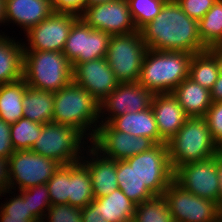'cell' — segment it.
Returning a JSON list of instances; mask_svg holds the SVG:
<instances>
[{
	"mask_svg": "<svg viewBox=\"0 0 222 222\" xmlns=\"http://www.w3.org/2000/svg\"><path fill=\"white\" fill-rule=\"evenodd\" d=\"M150 50L197 54L208 48L199 37L198 21L190 18L176 0H167L160 13L140 29Z\"/></svg>",
	"mask_w": 222,
	"mask_h": 222,
	"instance_id": "1",
	"label": "cell"
},
{
	"mask_svg": "<svg viewBox=\"0 0 222 222\" xmlns=\"http://www.w3.org/2000/svg\"><path fill=\"white\" fill-rule=\"evenodd\" d=\"M192 55L184 51L147 49L138 83L153 94L171 93L184 79L189 77Z\"/></svg>",
	"mask_w": 222,
	"mask_h": 222,
	"instance_id": "2",
	"label": "cell"
},
{
	"mask_svg": "<svg viewBox=\"0 0 222 222\" xmlns=\"http://www.w3.org/2000/svg\"><path fill=\"white\" fill-rule=\"evenodd\" d=\"M167 147L173 171L181 165L209 159L220 151L204 117H189Z\"/></svg>",
	"mask_w": 222,
	"mask_h": 222,
	"instance_id": "3",
	"label": "cell"
},
{
	"mask_svg": "<svg viewBox=\"0 0 222 222\" xmlns=\"http://www.w3.org/2000/svg\"><path fill=\"white\" fill-rule=\"evenodd\" d=\"M23 80L30 88L57 92L73 81V67L55 51H24Z\"/></svg>",
	"mask_w": 222,
	"mask_h": 222,
	"instance_id": "4",
	"label": "cell"
},
{
	"mask_svg": "<svg viewBox=\"0 0 222 222\" xmlns=\"http://www.w3.org/2000/svg\"><path fill=\"white\" fill-rule=\"evenodd\" d=\"M100 114V103L74 81L54 92L52 122L71 126L84 136L91 124L97 125Z\"/></svg>",
	"mask_w": 222,
	"mask_h": 222,
	"instance_id": "5",
	"label": "cell"
},
{
	"mask_svg": "<svg viewBox=\"0 0 222 222\" xmlns=\"http://www.w3.org/2000/svg\"><path fill=\"white\" fill-rule=\"evenodd\" d=\"M146 51L140 30L110 36L105 59L119 83L138 82Z\"/></svg>",
	"mask_w": 222,
	"mask_h": 222,
	"instance_id": "6",
	"label": "cell"
},
{
	"mask_svg": "<svg viewBox=\"0 0 222 222\" xmlns=\"http://www.w3.org/2000/svg\"><path fill=\"white\" fill-rule=\"evenodd\" d=\"M84 136L75 128L50 122L43 124L41 134L31 150L61 165L83 161L78 155ZM79 156V157H78Z\"/></svg>",
	"mask_w": 222,
	"mask_h": 222,
	"instance_id": "7",
	"label": "cell"
},
{
	"mask_svg": "<svg viewBox=\"0 0 222 222\" xmlns=\"http://www.w3.org/2000/svg\"><path fill=\"white\" fill-rule=\"evenodd\" d=\"M126 161L134 168L142 183L154 196L163 195L174 180L167 143L156 144L151 149L132 156Z\"/></svg>",
	"mask_w": 222,
	"mask_h": 222,
	"instance_id": "8",
	"label": "cell"
},
{
	"mask_svg": "<svg viewBox=\"0 0 222 222\" xmlns=\"http://www.w3.org/2000/svg\"><path fill=\"white\" fill-rule=\"evenodd\" d=\"M163 197L174 222H217L222 217L215 202L186 191L174 180Z\"/></svg>",
	"mask_w": 222,
	"mask_h": 222,
	"instance_id": "9",
	"label": "cell"
},
{
	"mask_svg": "<svg viewBox=\"0 0 222 222\" xmlns=\"http://www.w3.org/2000/svg\"><path fill=\"white\" fill-rule=\"evenodd\" d=\"M10 187L18 184L19 191L46 184L60 167L57 161L32 150H16L8 158ZM14 181V182H13Z\"/></svg>",
	"mask_w": 222,
	"mask_h": 222,
	"instance_id": "10",
	"label": "cell"
},
{
	"mask_svg": "<svg viewBox=\"0 0 222 222\" xmlns=\"http://www.w3.org/2000/svg\"><path fill=\"white\" fill-rule=\"evenodd\" d=\"M93 127L90 135L92 146L103 153L102 156L117 160H126L154 147L156 143L147 137L133 136L119 130H113L107 123ZM105 154V155H104Z\"/></svg>",
	"mask_w": 222,
	"mask_h": 222,
	"instance_id": "11",
	"label": "cell"
},
{
	"mask_svg": "<svg viewBox=\"0 0 222 222\" xmlns=\"http://www.w3.org/2000/svg\"><path fill=\"white\" fill-rule=\"evenodd\" d=\"M109 41L108 33L91 28L79 18L71 27L62 53L71 64L105 58Z\"/></svg>",
	"mask_w": 222,
	"mask_h": 222,
	"instance_id": "12",
	"label": "cell"
},
{
	"mask_svg": "<svg viewBox=\"0 0 222 222\" xmlns=\"http://www.w3.org/2000/svg\"><path fill=\"white\" fill-rule=\"evenodd\" d=\"M80 18L91 28L104 31L110 36L137 31L127 0L88 5L80 14Z\"/></svg>",
	"mask_w": 222,
	"mask_h": 222,
	"instance_id": "13",
	"label": "cell"
},
{
	"mask_svg": "<svg viewBox=\"0 0 222 222\" xmlns=\"http://www.w3.org/2000/svg\"><path fill=\"white\" fill-rule=\"evenodd\" d=\"M79 18L80 15L71 12H53L26 32L30 46L24 47V51L62 53L71 27Z\"/></svg>",
	"mask_w": 222,
	"mask_h": 222,
	"instance_id": "14",
	"label": "cell"
},
{
	"mask_svg": "<svg viewBox=\"0 0 222 222\" xmlns=\"http://www.w3.org/2000/svg\"><path fill=\"white\" fill-rule=\"evenodd\" d=\"M174 181L186 191L217 204L219 195L217 155L179 166L174 171Z\"/></svg>",
	"mask_w": 222,
	"mask_h": 222,
	"instance_id": "15",
	"label": "cell"
},
{
	"mask_svg": "<svg viewBox=\"0 0 222 222\" xmlns=\"http://www.w3.org/2000/svg\"><path fill=\"white\" fill-rule=\"evenodd\" d=\"M73 81L88 91L99 103L119 84L105 58L73 63Z\"/></svg>",
	"mask_w": 222,
	"mask_h": 222,
	"instance_id": "16",
	"label": "cell"
},
{
	"mask_svg": "<svg viewBox=\"0 0 222 222\" xmlns=\"http://www.w3.org/2000/svg\"><path fill=\"white\" fill-rule=\"evenodd\" d=\"M153 93L138 82L119 83L100 103V112L111 113L104 123H109L114 117L127 113L144 111L151 107Z\"/></svg>",
	"mask_w": 222,
	"mask_h": 222,
	"instance_id": "17",
	"label": "cell"
},
{
	"mask_svg": "<svg viewBox=\"0 0 222 222\" xmlns=\"http://www.w3.org/2000/svg\"><path fill=\"white\" fill-rule=\"evenodd\" d=\"M151 108L160 135V143H167L189 118L172 93L154 94Z\"/></svg>",
	"mask_w": 222,
	"mask_h": 222,
	"instance_id": "18",
	"label": "cell"
},
{
	"mask_svg": "<svg viewBox=\"0 0 222 222\" xmlns=\"http://www.w3.org/2000/svg\"><path fill=\"white\" fill-rule=\"evenodd\" d=\"M53 12L50 0H5V21L23 26L26 32Z\"/></svg>",
	"mask_w": 222,
	"mask_h": 222,
	"instance_id": "19",
	"label": "cell"
},
{
	"mask_svg": "<svg viewBox=\"0 0 222 222\" xmlns=\"http://www.w3.org/2000/svg\"><path fill=\"white\" fill-rule=\"evenodd\" d=\"M90 154L96 158L83 163L89 168L94 198L104 197L118 189L116 177V161L98 155V151L92 147ZM99 156V157H98ZM101 157V158H100ZM103 157V158H102ZM100 158V159H99Z\"/></svg>",
	"mask_w": 222,
	"mask_h": 222,
	"instance_id": "20",
	"label": "cell"
},
{
	"mask_svg": "<svg viewBox=\"0 0 222 222\" xmlns=\"http://www.w3.org/2000/svg\"><path fill=\"white\" fill-rule=\"evenodd\" d=\"M113 130L129 133L133 136L147 137L156 144L160 143L156 120L152 108L134 113H125L114 117L107 123Z\"/></svg>",
	"mask_w": 222,
	"mask_h": 222,
	"instance_id": "21",
	"label": "cell"
},
{
	"mask_svg": "<svg viewBox=\"0 0 222 222\" xmlns=\"http://www.w3.org/2000/svg\"><path fill=\"white\" fill-rule=\"evenodd\" d=\"M171 93L189 117H204L212 104L210 91L190 77L184 79Z\"/></svg>",
	"mask_w": 222,
	"mask_h": 222,
	"instance_id": "22",
	"label": "cell"
},
{
	"mask_svg": "<svg viewBox=\"0 0 222 222\" xmlns=\"http://www.w3.org/2000/svg\"><path fill=\"white\" fill-rule=\"evenodd\" d=\"M0 36V85L23 79V53L25 44Z\"/></svg>",
	"mask_w": 222,
	"mask_h": 222,
	"instance_id": "23",
	"label": "cell"
},
{
	"mask_svg": "<svg viewBox=\"0 0 222 222\" xmlns=\"http://www.w3.org/2000/svg\"><path fill=\"white\" fill-rule=\"evenodd\" d=\"M54 92L27 87L23 97V117L40 124L52 122Z\"/></svg>",
	"mask_w": 222,
	"mask_h": 222,
	"instance_id": "24",
	"label": "cell"
},
{
	"mask_svg": "<svg viewBox=\"0 0 222 222\" xmlns=\"http://www.w3.org/2000/svg\"><path fill=\"white\" fill-rule=\"evenodd\" d=\"M94 199L89 168L81 161L69 164L68 204L84 208Z\"/></svg>",
	"mask_w": 222,
	"mask_h": 222,
	"instance_id": "25",
	"label": "cell"
},
{
	"mask_svg": "<svg viewBox=\"0 0 222 222\" xmlns=\"http://www.w3.org/2000/svg\"><path fill=\"white\" fill-rule=\"evenodd\" d=\"M27 87L23 79L0 85V118L6 123H16L23 117V97Z\"/></svg>",
	"mask_w": 222,
	"mask_h": 222,
	"instance_id": "26",
	"label": "cell"
},
{
	"mask_svg": "<svg viewBox=\"0 0 222 222\" xmlns=\"http://www.w3.org/2000/svg\"><path fill=\"white\" fill-rule=\"evenodd\" d=\"M118 188L136 205L154 197L126 160L116 161Z\"/></svg>",
	"mask_w": 222,
	"mask_h": 222,
	"instance_id": "27",
	"label": "cell"
},
{
	"mask_svg": "<svg viewBox=\"0 0 222 222\" xmlns=\"http://www.w3.org/2000/svg\"><path fill=\"white\" fill-rule=\"evenodd\" d=\"M94 200L101 206V214L107 222H126L134 217L136 204L119 188Z\"/></svg>",
	"mask_w": 222,
	"mask_h": 222,
	"instance_id": "28",
	"label": "cell"
},
{
	"mask_svg": "<svg viewBox=\"0 0 222 222\" xmlns=\"http://www.w3.org/2000/svg\"><path fill=\"white\" fill-rule=\"evenodd\" d=\"M219 74L217 60L208 50L192 55L189 64V77L200 86L210 91Z\"/></svg>",
	"mask_w": 222,
	"mask_h": 222,
	"instance_id": "29",
	"label": "cell"
},
{
	"mask_svg": "<svg viewBox=\"0 0 222 222\" xmlns=\"http://www.w3.org/2000/svg\"><path fill=\"white\" fill-rule=\"evenodd\" d=\"M199 37L207 47L222 45V0H217L198 22Z\"/></svg>",
	"mask_w": 222,
	"mask_h": 222,
	"instance_id": "30",
	"label": "cell"
},
{
	"mask_svg": "<svg viewBox=\"0 0 222 222\" xmlns=\"http://www.w3.org/2000/svg\"><path fill=\"white\" fill-rule=\"evenodd\" d=\"M43 124L22 117L11 124L10 138L14 150H31L41 134Z\"/></svg>",
	"mask_w": 222,
	"mask_h": 222,
	"instance_id": "31",
	"label": "cell"
},
{
	"mask_svg": "<svg viewBox=\"0 0 222 222\" xmlns=\"http://www.w3.org/2000/svg\"><path fill=\"white\" fill-rule=\"evenodd\" d=\"M133 220L134 222H174L163 195L154 196L137 204Z\"/></svg>",
	"mask_w": 222,
	"mask_h": 222,
	"instance_id": "32",
	"label": "cell"
},
{
	"mask_svg": "<svg viewBox=\"0 0 222 222\" xmlns=\"http://www.w3.org/2000/svg\"><path fill=\"white\" fill-rule=\"evenodd\" d=\"M133 22L140 30L161 11L167 0H127Z\"/></svg>",
	"mask_w": 222,
	"mask_h": 222,
	"instance_id": "33",
	"label": "cell"
},
{
	"mask_svg": "<svg viewBox=\"0 0 222 222\" xmlns=\"http://www.w3.org/2000/svg\"><path fill=\"white\" fill-rule=\"evenodd\" d=\"M20 194L24 200H28L29 210H31L33 217L38 222H42L43 219L46 218L44 213L51 207L47 185L40 184L28 189H23L20 190Z\"/></svg>",
	"mask_w": 222,
	"mask_h": 222,
	"instance_id": "34",
	"label": "cell"
},
{
	"mask_svg": "<svg viewBox=\"0 0 222 222\" xmlns=\"http://www.w3.org/2000/svg\"><path fill=\"white\" fill-rule=\"evenodd\" d=\"M46 185L48 187L51 205L68 204L69 164L60 165Z\"/></svg>",
	"mask_w": 222,
	"mask_h": 222,
	"instance_id": "35",
	"label": "cell"
},
{
	"mask_svg": "<svg viewBox=\"0 0 222 222\" xmlns=\"http://www.w3.org/2000/svg\"><path fill=\"white\" fill-rule=\"evenodd\" d=\"M45 216L48 217L47 222H82V208L69 204L51 205Z\"/></svg>",
	"mask_w": 222,
	"mask_h": 222,
	"instance_id": "36",
	"label": "cell"
},
{
	"mask_svg": "<svg viewBox=\"0 0 222 222\" xmlns=\"http://www.w3.org/2000/svg\"><path fill=\"white\" fill-rule=\"evenodd\" d=\"M204 118L207 121L214 142L222 146V102L212 103Z\"/></svg>",
	"mask_w": 222,
	"mask_h": 222,
	"instance_id": "37",
	"label": "cell"
},
{
	"mask_svg": "<svg viewBox=\"0 0 222 222\" xmlns=\"http://www.w3.org/2000/svg\"><path fill=\"white\" fill-rule=\"evenodd\" d=\"M1 212L8 215V218L35 219L29 210L28 200H24L21 194L6 202L1 207Z\"/></svg>",
	"mask_w": 222,
	"mask_h": 222,
	"instance_id": "38",
	"label": "cell"
},
{
	"mask_svg": "<svg viewBox=\"0 0 222 222\" xmlns=\"http://www.w3.org/2000/svg\"><path fill=\"white\" fill-rule=\"evenodd\" d=\"M183 11L198 22L217 0H176Z\"/></svg>",
	"mask_w": 222,
	"mask_h": 222,
	"instance_id": "39",
	"label": "cell"
},
{
	"mask_svg": "<svg viewBox=\"0 0 222 222\" xmlns=\"http://www.w3.org/2000/svg\"><path fill=\"white\" fill-rule=\"evenodd\" d=\"M54 12H71L80 15L86 8V0H50Z\"/></svg>",
	"mask_w": 222,
	"mask_h": 222,
	"instance_id": "40",
	"label": "cell"
},
{
	"mask_svg": "<svg viewBox=\"0 0 222 222\" xmlns=\"http://www.w3.org/2000/svg\"><path fill=\"white\" fill-rule=\"evenodd\" d=\"M11 124L0 118V158L8 159L15 151L10 138Z\"/></svg>",
	"mask_w": 222,
	"mask_h": 222,
	"instance_id": "41",
	"label": "cell"
},
{
	"mask_svg": "<svg viewBox=\"0 0 222 222\" xmlns=\"http://www.w3.org/2000/svg\"><path fill=\"white\" fill-rule=\"evenodd\" d=\"M82 222H107L101 214V206L95 200L82 208Z\"/></svg>",
	"mask_w": 222,
	"mask_h": 222,
	"instance_id": "42",
	"label": "cell"
},
{
	"mask_svg": "<svg viewBox=\"0 0 222 222\" xmlns=\"http://www.w3.org/2000/svg\"><path fill=\"white\" fill-rule=\"evenodd\" d=\"M9 186L10 177L8 159L0 158V195L8 192Z\"/></svg>",
	"mask_w": 222,
	"mask_h": 222,
	"instance_id": "43",
	"label": "cell"
},
{
	"mask_svg": "<svg viewBox=\"0 0 222 222\" xmlns=\"http://www.w3.org/2000/svg\"><path fill=\"white\" fill-rule=\"evenodd\" d=\"M212 103L222 102V74L220 73L218 79L210 90Z\"/></svg>",
	"mask_w": 222,
	"mask_h": 222,
	"instance_id": "44",
	"label": "cell"
},
{
	"mask_svg": "<svg viewBox=\"0 0 222 222\" xmlns=\"http://www.w3.org/2000/svg\"><path fill=\"white\" fill-rule=\"evenodd\" d=\"M217 171L219 176V195L217 199V207L222 212V156L217 155Z\"/></svg>",
	"mask_w": 222,
	"mask_h": 222,
	"instance_id": "45",
	"label": "cell"
},
{
	"mask_svg": "<svg viewBox=\"0 0 222 222\" xmlns=\"http://www.w3.org/2000/svg\"><path fill=\"white\" fill-rule=\"evenodd\" d=\"M217 60L219 71L222 74V45H215L207 49Z\"/></svg>",
	"mask_w": 222,
	"mask_h": 222,
	"instance_id": "46",
	"label": "cell"
},
{
	"mask_svg": "<svg viewBox=\"0 0 222 222\" xmlns=\"http://www.w3.org/2000/svg\"><path fill=\"white\" fill-rule=\"evenodd\" d=\"M0 221L1 222H38L36 219H16V218H8V215L0 212Z\"/></svg>",
	"mask_w": 222,
	"mask_h": 222,
	"instance_id": "47",
	"label": "cell"
},
{
	"mask_svg": "<svg viewBox=\"0 0 222 222\" xmlns=\"http://www.w3.org/2000/svg\"><path fill=\"white\" fill-rule=\"evenodd\" d=\"M5 22V0H0V23Z\"/></svg>",
	"mask_w": 222,
	"mask_h": 222,
	"instance_id": "48",
	"label": "cell"
},
{
	"mask_svg": "<svg viewBox=\"0 0 222 222\" xmlns=\"http://www.w3.org/2000/svg\"><path fill=\"white\" fill-rule=\"evenodd\" d=\"M110 1H113V0H86V7L88 5H93L96 3H103V2H110Z\"/></svg>",
	"mask_w": 222,
	"mask_h": 222,
	"instance_id": "49",
	"label": "cell"
},
{
	"mask_svg": "<svg viewBox=\"0 0 222 222\" xmlns=\"http://www.w3.org/2000/svg\"><path fill=\"white\" fill-rule=\"evenodd\" d=\"M219 153H220V155L222 156V146L220 147Z\"/></svg>",
	"mask_w": 222,
	"mask_h": 222,
	"instance_id": "50",
	"label": "cell"
}]
</instances>
